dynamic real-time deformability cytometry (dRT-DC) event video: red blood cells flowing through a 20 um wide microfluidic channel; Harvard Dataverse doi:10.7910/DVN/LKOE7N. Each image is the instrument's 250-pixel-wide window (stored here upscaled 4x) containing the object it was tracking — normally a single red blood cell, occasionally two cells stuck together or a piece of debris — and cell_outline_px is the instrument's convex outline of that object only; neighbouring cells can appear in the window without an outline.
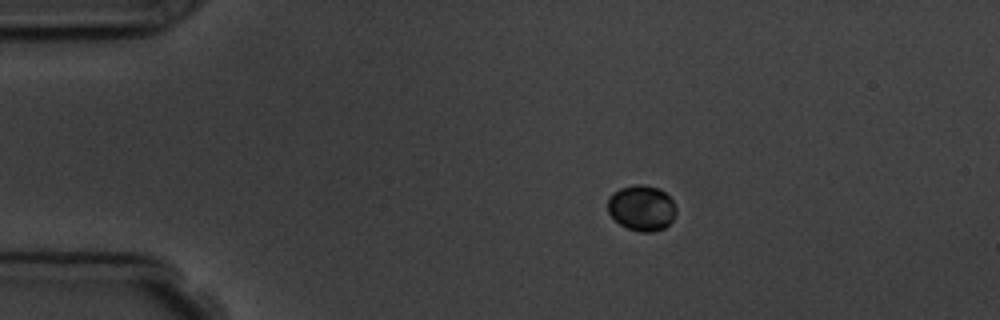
{"species": "common noctule bat (a hibernating species)", "species_latin": "Nyctalus noctula", "temperature_condition": "room temperature", "stored_images_in_passage": 5, "camera_frame_rate_fps": 3000, "um_per_image_px": 0.085, "animal": {"sex": "male", "body_mass_g": 19.5, "forearm_length_mm": 54.6}, "frame": {"image": 1, "passage_image": 3, "time_ms": 2.333, "image_size_px": [1000, 320], "cell_outline_px": [[676, 212], [672, 220], [664, 228], [652, 232], [640, 232], [628, 228], [620, 224], [608, 212], [608, 200], [612, 192], [620, 188], [636, 184], [644, 184], [660, 188], [672, 200], [676, 208]], "centroid_in_image_um": [54.54, 17.66], "position_along_channel_um": 30.5, "area_um2": 18.15}}